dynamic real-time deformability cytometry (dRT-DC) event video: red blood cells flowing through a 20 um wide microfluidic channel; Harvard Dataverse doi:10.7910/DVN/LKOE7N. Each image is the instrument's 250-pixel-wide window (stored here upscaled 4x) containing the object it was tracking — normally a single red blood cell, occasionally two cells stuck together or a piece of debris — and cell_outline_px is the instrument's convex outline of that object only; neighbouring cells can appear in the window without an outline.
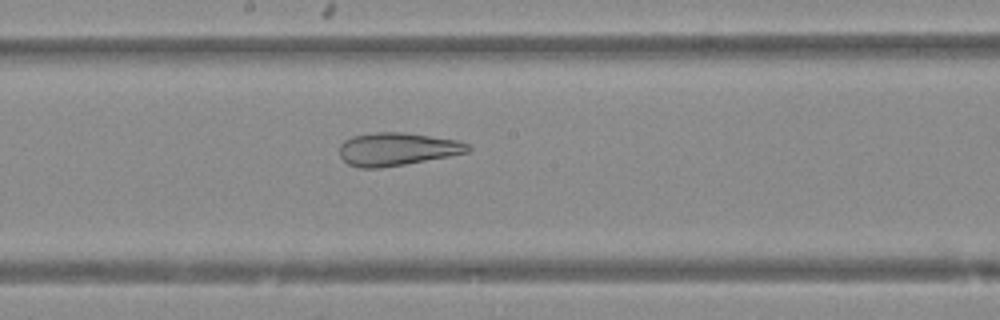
{"species": "Egyptian fruit bat (a non-hibernating species)", "species_latin": "Rousettus aegyptiacus", "temperature_condition": "warm", "stored_images_in_passage": 31, "camera_frame_rate_fps": 3000, "um_per_image_px": 0.085, "animal": {"sex": "female"}, "frame": {"image": 1, "passage_image": 18, "time_ms": 5.667, "image_size_px": [1000, 320], "cell_outline_px": [[472, 148], [468, 152], [448, 156], [404, 164], [380, 168], [360, 168], [348, 164], [340, 156], [340, 144], [344, 140], [352, 136], [376, 132], [408, 132], [456, 140], [468, 144]], "centroid_in_image_um": [33.73, 12.66], "position_along_channel_um": 214.5, "area_um2": 24.62}}
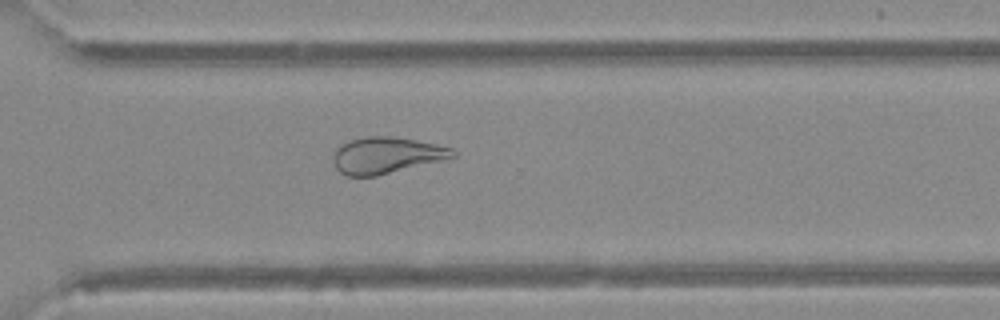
{"frame": {"image": 2, "passage_image": 27, "time_ms": 8.667, "image_size_px": [1000, 320], "cell_outline_px": [[456, 156], [376, 176], [344, 176], [336, 168], [332, 160], [332, 156], [336, 148], [340, 144], [348, 140], [368, 136], [388, 136], [416, 140], [436, 144], [452, 148], [456, 152]], "centroid_in_image_um": [32.77, 13.19], "position_along_channel_um": 337.8, "area_um2": 25.26}}